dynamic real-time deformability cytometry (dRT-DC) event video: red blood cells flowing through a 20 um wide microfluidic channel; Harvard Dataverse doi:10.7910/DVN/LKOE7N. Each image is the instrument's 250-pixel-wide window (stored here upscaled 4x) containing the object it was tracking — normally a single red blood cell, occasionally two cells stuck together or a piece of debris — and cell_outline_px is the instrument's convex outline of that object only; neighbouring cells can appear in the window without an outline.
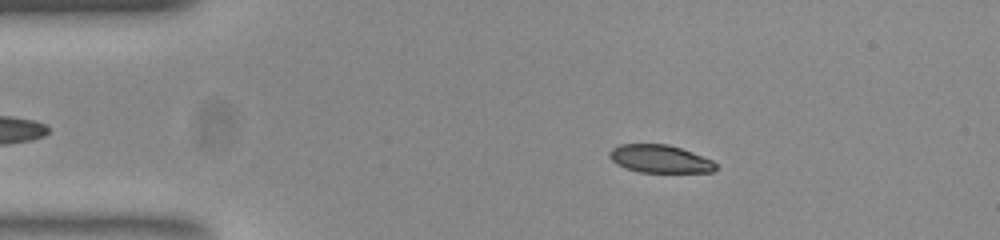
{"species": "common noctule bat (a hibernating species)", "species_latin": "Nyctalus noctula", "temperature_condition": "room temperature", "stored_images_in_passage": 26, "camera_frame_rate_fps": 3000, "um_per_image_px": 0.085, "animal": {"sex": "female", "body_mass_g": 23.0, "forearm_length_mm": 53.4}, "frame": {"image": 1, "passage_image": 9, "time_ms": 2.667, "image_size_px": [1000, 240], "cell_outline_px": [[720, 168], [712, 172], [640, 172], [624, 168], [616, 164], [608, 156], [608, 152], [612, 148], [620, 144], [668, 144], [692, 152], [712, 160]], "centroid_in_image_um": [56.08, 13.51], "position_along_channel_um": 28.9, "area_um2": 17.4}}
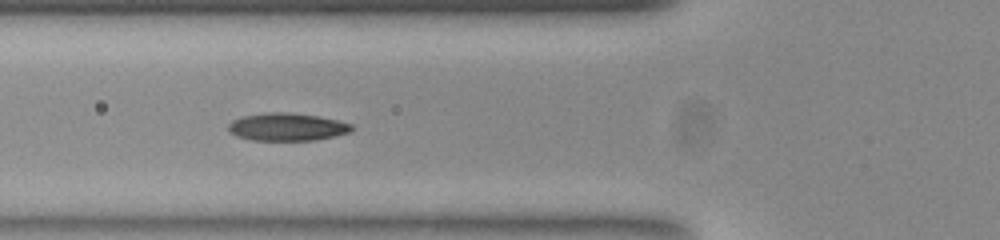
{"frame": {"image": 2, "passage_image": 19, "time_ms": 6.0, "image_size_px": [1000, 240], "cell_outline_px": [[352, 128], [348, 132], [316, 140], [252, 140], [236, 136], [228, 132], [228, 124], [232, 120], [244, 116], [272, 112], [284, 112], [316, 116], [336, 120], [352, 124]], "centroid_in_image_um": [24.34, 10.79], "position_along_channel_um": 101.5, "area_um2": 19.59}}
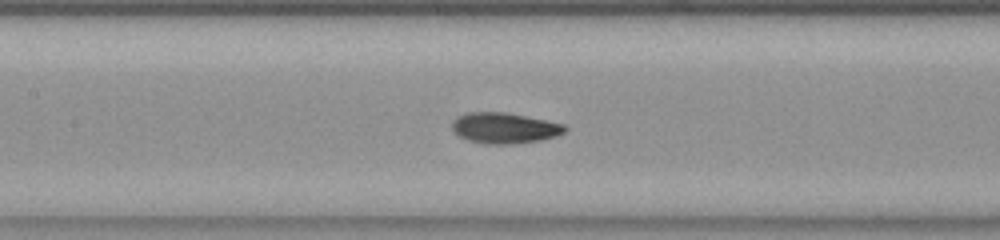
{"frame": {"image": 3, "passage_image": 24, "time_ms": 7.667, "image_size_px": [1000, 240], "cell_outline_px": [[568, 128], [564, 132], [556, 136], [540, 140], [512, 144], [484, 144], [468, 140], [460, 136], [452, 128], [452, 120], [468, 112], [504, 112], [564, 124]], "centroid_in_image_um": [42.88, 10.89], "position_along_channel_um": 164.5, "area_um2": 20.0}}